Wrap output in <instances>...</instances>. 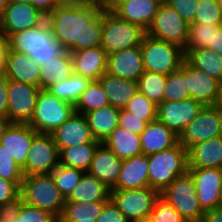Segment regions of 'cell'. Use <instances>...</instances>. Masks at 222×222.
I'll return each mask as SVG.
<instances>
[{"label":"cell","instance_id":"cell-1","mask_svg":"<svg viewBox=\"0 0 222 222\" xmlns=\"http://www.w3.org/2000/svg\"><path fill=\"white\" fill-rule=\"evenodd\" d=\"M103 7H59L46 20L54 37L69 53L102 47Z\"/></svg>","mask_w":222,"mask_h":222},{"label":"cell","instance_id":"cell-2","mask_svg":"<svg viewBox=\"0 0 222 222\" xmlns=\"http://www.w3.org/2000/svg\"><path fill=\"white\" fill-rule=\"evenodd\" d=\"M6 40L9 50L29 55L40 66L66 52L47 20L35 28L11 34Z\"/></svg>","mask_w":222,"mask_h":222},{"label":"cell","instance_id":"cell-3","mask_svg":"<svg viewBox=\"0 0 222 222\" xmlns=\"http://www.w3.org/2000/svg\"><path fill=\"white\" fill-rule=\"evenodd\" d=\"M20 200L27 205L48 211L57 219L61 216L66 202L52 174L24 176L20 186Z\"/></svg>","mask_w":222,"mask_h":222},{"label":"cell","instance_id":"cell-4","mask_svg":"<svg viewBox=\"0 0 222 222\" xmlns=\"http://www.w3.org/2000/svg\"><path fill=\"white\" fill-rule=\"evenodd\" d=\"M149 187L162 192L176 177L188 170V150L180 143L148 155Z\"/></svg>","mask_w":222,"mask_h":222},{"label":"cell","instance_id":"cell-5","mask_svg":"<svg viewBox=\"0 0 222 222\" xmlns=\"http://www.w3.org/2000/svg\"><path fill=\"white\" fill-rule=\"evenodd\" d=\"M146 30L125 21L110 9L103 8L102 48L109 55L124 49L141 46Z\"/></svg>","mask_w":222,"mask_h":222},{"label":"cell","instance_id":"cell-6","mask_svg":"<svg viewBox=\"0 0 222 222\" xmlns=\"http://www.w3.org/2000/svg\"><path fill=\"white\" fill-rule=\"evenodd\" d=\"M145 71L169 75L177 71L184 61V50L165 40L145 35L141 44Z\"/></svg>","mask_w":222,"mask_h":222},{"label":"cell","instance_id":"cell-7","mask_svg":"<svg viewBox=\"0 0 222 222\" xmlns=\"http://www.w3.org/2000/svg\"><path fill=\"white\" fill-rule=\"evenodd\" d=\"M160 196L169 202L187 222H202V210L196 195L192 174L187 170L168 185Z\"/></svg>","mask_w":222,"mask_h":222},{"label":"cell","instance_id":"cell-8","mask_svg":"<svg viewBox=\"0 0 222 222\" xmlns=\"http://www.w3.org/2000/svg\"><path fill=\"white\" fill-rule=\"evenodd\" d=\"M75 112L74 106L41 89L35 111L28 123L38 133H51Z\"/></svg>","mask_w":222,"mask_h":222},{"label":"cell","instance_id":"cell-9","mask_svg":"<svg viewBox=\"0 0 222 222\" xmlns=\"http://www.w3.org/2000/svg\"><path fill=\"white\" fill-rule=\"evenodd\" d=\"M160 193L151 187L111 189L110 199L129 222H143L149 218Z\"/></svg>","mask_w":222,"mask_h":222},{"label":"cell","instance_id":"cell-10","mask_svg":"<svg viewBox=\"0 0 222 222\" xmlns=\"http://www.w3.org/2000/svg\"><path fill=\"white\" fill-rule=\"evenodd\" d=\"M146 34L175 44L185 50L189 36V24L163 1L146 30Z\"/></svg>","mask_w":222,"mask_h":222},{"label":"cell","instance_id":"cell-11","mask_svg":"<svg viewBox=\"0 0 222 222\" xmlns=\"http://www.w3.org/2000/svg\"><path fill=\"white\" fill-rule=\"evenodd\" d=\"M222 136V112L216 106H204L179 135V143L187 150L213 137Z\"/></svg>","mask_w":222,"mask_h":222},{"label":"cell","instance_id":"cell-12","mask_svg":"<svg viewBox=\"0 0 222 222\" xmlns=\"http://www.w3.org/2000/svg\"><path fill=\"white\" fill-rule=\"evenodd\" d=\"M59 165V150L51 133H37L30 145L24 176L51 174Z\"/></svg>","mask_w":222,"mask_h":222},{"label":"cell","instance_id":"cell-13","mask_svg":"<svg viewBox=\"0 0 222 222\" xmlns=\"http://www.w3.org/2000/svg\"><path fill=\"white\" fill-rule=\"evenodd\" d=\"M40 90L38 86L8 79L7 118L12 123L28 124L33 117Z\"/></svg>","mask_w":222,"mask_h":222},{"label":"cell","instance_id":"cell-14","mask_svg":"<svg viewBox=\"0 0 222 222\" xmlns=\"http://www.w3.org/2000/svg\"><path fill=\"white\" fill-rule=\"evenodd\" d=\"M45 20L46 15L31 3H9L0 19V33L7 39L11 34L35 28Z\"/></svg>","mask_w":222,"mask_h":222},{"label":"cell","instance_id":"cell-15","mask_svg":"<svg viewBox=\"0 0 222 222\" xmlns=\"http://www.w3.org/2000/svg\"><path fill=\"white\" fill-rule=\"evenodd\" d=\"M203 107L200 102L192 98L163 101L157 106V120L179 136Z\"/></svg>","mask_w":222,"mask_h":222},{"label":"cell","instance_id":"cell-16","mask_svg":"<svg viewBox=\"0 0 222 222\" xmlns=\"http://www.w3.org/2000/svg\"><path fill=\"white\" fill-rule=\"evenodd\" d=\"M194 180L197 199L204 212L219 206L222 168L188 169Z\"/></svg>","mask_w":222,"mask_h":222},{"label":"cell","instance_id":"cell-17","mask_svg":"<svg viewBox=\"0 0 222 222\" xmlns=\"http://www.w3.org/2000/svg\"><path fill=\"white\" fill-rule=\"evenodd\" d=\"M51 134L59 151L73 145L101 143L93 138L85 115L76 112Z\"/></svg>","mask_w":222,"mask_h":222},{"label":"cell","instance_id":"cell-18","mask_svg":"<svg viewBox=\"0 0 222 222\" xmlns=\"http://www.w3.org/2000/svg\"><path fill=\"white\" fill-rule=\"evenodd\" d=\"M185 78L190 98L203 106L216 105L219 99L221 83L204 71L193 68L185 61Z\"/></svg>","mask_w":222,"mask_h":222},{"label":"cell","instance_id":"cell-19","mask_svg":"<svg viewBox=\"0 0 222 222\" xmlns=\"http://www.w3.org/2000/svg\"><path fill=\"white\" fill-rule=\"evenodd\" d=\"M144 72L141 46L107 55L106 73L110 75L137 82Z\"/></svg>","mask_w":222,"mask_h":222},{"label":"cell","instance_id":"cell-20","mask_svg":"<svg viewBox=\"0 0 222 222\" xmlns=\"http://www.w3.org/2000/svg\"><path fill=\"white\" fill-rule=\"evenodd\" d=\"M164 0H120L110 10L121 19L148 29Z\"/></svg>","mask_w":222,"mask_h":222},{"label":"cell","instance_id":"cell-21","mask_svg":"<svg viewBox=\"0 0 222 222\" xmlns=\"http://www.w3.org/2000/svg\"><path fill=\"white\" fill-rule=\"evenodd\" d=\"M38 132L26 123H11L1 138L0 143L23 169L31 142Z\"/></svg>","mask_w":222,"mask_h":222},{"label":"cell","instance_id":"cell-22","mask_svg":"<svg viewBox=\"0 0 222 222\" xmlns=\"http://www.w3.org/2000/svg\"><path fill=\"white\" fill-rule=\"evenodd\" d=\"M121 168L122 159H119L108 147L101 143L94 154L87 173L112 189L117 184Z\"/></svg>","mask_w":222,"mask_h":222},{"label":"cell","instance_id":"cell-23","mask_svg":"<svg viewBox=\"0 0 222 222\" xmlns=\"http://www.w3.org/2000/svg\"><path fill=\"white\" fill-rule=\"evenodd\" d=\"M142 154L151 155L168 150L179 143V136L158 120L149 122L140 134Z\"/></svg>","mask_w":222,"mask_h":222},{"label":"cell","instance_id":"cell-24","mask_svg":"<svg viewBox=\"0 0 222 222\" xmlns=\"http://www.w3.org/2000/svg\"><path fill=\"white\" fill-rule=\"evenodd\" d=\"M74 73L98 80L107 68V53L102 47L86 48L70 53Z\"/></svg>","mask_w":222,"mask_h":222},{"label":"cell","instance_id":"cell-25","mask_svg":"<svg viewBox=\"0 0 222 222\" xmlns=\"http://www.w3.org/2000/svg\"><path fill=\"white\" fill-rule=\"evenodd\" d=\"M148 156L141 154L122 160L117 184L112 189H137L149 186Z\"/></svg>","mask_w":222,"mask_h":222},{"label":"cell","instance_id":"cell-26","mask_svg":"<svg viewBox=\"0 0 222 222\" xmlns=\"http://www.w3.org/2000/svg\"><path fill=\"white\" fill-rule=\"evenodd\" d=\"M222 168V136L200 142L188 150V169Z\"/></svg>","mask_w":222,"mask_h":222},{"label":"cell","instance_id":"cell-27","mask_svg":"<svg viewBox=\"0 0 222 222\" xmlns=\"http://www.w3.org/2000/svg\"><path fill=\"white\" fill-rule=\"evenodd\" d=\"M4 75L8 79L40 87V65L27 54L8 49L7 70Z\"/></svg>","mask_w":222,"mask_h":222},{"label":"cell","instance_id":"cell-28","mask_svg":"<svg viewBox=\"0 0 222 222\" xmlns=\"http://www.w3.org/2000/svg\"><path fill=\"white\" fill-rule=\"evenodd\" d=\"M110 105L123 109L128 101L138 92L135 81L119 78L104 73L99 79Z\"/></svg>","mask_w":222,"mask_h":222},{"label":"cell","instance_id":"cell-29","mask_svg":"<svg viewBox=\"0 0 222 222\" xmlns=\"http://www.w3.org/2000/svg\"><path fill=\"white\" fill-rule=\"evenodd\" d=\"M111 189L96 177L84 172L79 183L66 198V201L75 202H108Z\"/></svg>","mask_w":222,"mask_h":222},{"label":"cell","instance_id":"cell-30","mask_svg":"<svg viewBox=\"0 0 222 222\" xmlns=\"http://www.w3.org/2000/svg\"><path fill=\"white\" fill-rule=\"evenodd\" d=\"M120 109L107 105L85 114L93 138L103 143L118 126Z\"/></svg>","mask_w":222,"mask_h":222},{"label":"cell","instance_id":"cell-31","mask_svg":"<svg viewBox=\"0 0 222 222\" xmlns=\"http://www.w3.org/2000/svg\"><path fill=\"white\" fill-rule=\"evenodd\" d=\"M103 144L119 159H128L142 154L140 135L117 126Z\"/></svg>","mask_w":222,"mask_h":222},{"label":"cell","instance_id":"cell-32","mask_svg":"<svg viewBox=\"0 0 222 222\" xmlns=\"http://www.w3.org/2000/svg\"><path fill=\"white\" fill-rule=\"evenodd\" d=\"M184 60L193 68L206 72L222 84V55L210 48L185 49Z\"/></svg>","mask_w":222,"mask_h":222},{"label":"cell","instance_id":"cell-33","mask_svg":"<svg viewBox=\"0 0 222 222\" xmlns=\"http://www.w3.org/2000/svg\"><path fill=\"white\" fill-rule=\"evenodd\" d=\"M74 73L71 54L66 51L63 55L54 57L40 66V88L47 90L49 87Z\"/></svg>","mask_w":222,"mask_h":222},{"label":"cell","instance_id":"cell-34","mask_svg":"<svg viewBox=\"0 0 222 222\" xmlns=\"http://www.w3.org/2000/svg\"><path fill=\"white\" fill-rule=\"evenodd\" d=\"M100 144L101 143H86L62 148L59 151V164L87 172Z\"/></svg>","mask_w":222,"mask_h":222},{"label":"cell","instance_id":"cell-35","mask_svg":"<svg viewBox=\"0 0 222 222\" xmlns=\"http://www.w3.org/2000/svg\"><path fill=\"white\" fill-rule=\"evenodd\" d=\"M91 79L73 73L69 78L55 83L47 90L58 99L75 106L82 92L90 85Z\"/></svg>","mask_w":222,"mask_h":222},{"label":"cell","instance_id":"cell-36","mask_svg":"<svg viewBox=\"0 0 222 222\" xmlns=\"http://www.w3.org/2000/svg\"><path fill=\"white\" fill-rule=\"evenodd\" d=\"M106 203L66 201L58 221H96Z\"/></svg>","mask_w":222,"mask_h":222},{"label":"cell","instance_id":"cell-37","mask_svg":"<svg viewBox=\"0 0 222 222\" xmlns=\"http://www.w3.org/2000/svg\"><path fill=\"white\" fill-rule=\"evenodd\" d=\"M107 105H109V102L102 85L99 80H92L90 85L80 95L74 109L76 113L85 115L90 111Z\"/></svg>","mask_w":222,"mask_h":222},{"label":"cell","instance_id":"cell-38","mask_svg":"<svg viewBox=\"0 0 222 222\" xmlns=\"http://www.w3.org/2000/svg\"><path fill=\"white\" fill-rule=\"evenodd\" d=\"M167 75L145 71L138 79V91L147 96L155 105L163 102Z\"/></svg>","mask_w":222,"mask_h":222},{"label":"cell","instance_id":"cell-39","mask_svg":"<svg viewBox=\"0 0 222 222\" xmlns=\"http://www.w3.org/2000/svg\"><path fill=\"white\" fill-rule=\"evenodd\" d=\"M186 88L184 60L177 71L167 75L163 92V101H180L190 98V92Z\"/></svg>","mask_w":222,"mask_h":222},{"label":"cell","instance_id":"cell-40","mask_svg":"<svg viewBox=\"0 0 222 222\" xmlns=\"http://www.w3.org/2000/svg\"><path fill=\"white\" fill-rule=\"evenodd\" d=\"M52 176L61 194L67 198L74 187L79 183L84 171L74 167L59 164L53 171Z\"/></svg>","mask_w":222,"mask_h":222},{"label":"cell","instance_id":"cell-41","mask_svg":"<svg viewBox=\"0 0 222 222\" xmlns=\"http://www.w3.org/2000/svg\"><path fill=\"white\" fill-rule=\"evenodd\" d=\"M123 109L137 118H142L147 124L157 120V105L139 91L128 101Z\"/></svg>","mask_w":222,"mask_h":222},{"label":"cell","instance_id":"cell-42","mask_svg":"<svg viewBox=\"0 0 222 222\" xmlns=\"http://www.w3.org/2000/svg\"><path fill=\"white\" fill-rule=\"evenodd\" d=\"M193 23L222 26V6L218 0H198Z\"/></svg>","mask_w":222,"mask_h":222},{"label":"cell","instance_id":"cell-43","mask_svg":"<svg viewBox=\"0 0 222 222\" xmlns=\"http://www.w3.org/2000/svg\"><path fill=\"white\" fill-rule=\"evenodd\" d=\"M10 211L21 222H58V219L48 211L41 210L19 200Z\"/></svg>","mask_w":222,"mask_h":222},{"label":"cell","instance_id":"cell-44","mask_svg":"<svg viewBox=\"0 0 222 222\" xmlns=\"http://www.w3.org/2000/svg\"><path fill=\"white\" fill-rule=\"evenodd\" d=\"M218 25L189 24V36L186 49H199L211 44L212 34L217 31Z\"/></svg>","mask_w":222,"mask_h":222},{"label":"cell","instance_id":"cell-45","mask_svg":"<svg viewBox=\"0 0 222 222\" xmlns=\"http://www.w3.org/2000/svg\"><path fill=\"white\" fill-rule=\"evenodd\" d=\"M153 222H187L180 213L160 195L149 216Z\"/></svg>","mask_w":222,"mask_h":222},{"label":"cell","instance_id":"cell-46","mask_svg":"<svg viewBox=\"0 0 222 222\" xmlns=\"http://www.w3.org/2000/svg\"><path fill=\"white\" fill-rule=\"evenodd\" d=\"M0 177L12 182H22V168L14 161L6 148L0 143Z\"/></svg>","mask_w":222,"mask_h":222},{"label":"cell","instance_id":"cell-47","mask_svg":"<svg viewBox=\"0 0 222 222\" xmlns=\"http://www.w3.org/2000/svg\"><path fill=\"white\" fill-rule=\"evenodd\" d=\"M22 182H12L0 177V206L7 211L20 200V186Z\"/></svg>","mask_w":222,"mask_h":222},{"label":"cell","instance_id":"cell-48","mask_svg":"<svg viewBox=\"0 0 222 222\" xmlns=\"http://www.w3.org/2000/svg\"><path fill=\"white\" fill-rule=\"evenodd\" d=\"M188 24L193 23L197 11L198 0H164Z\"/></svg>","mask_w":222,"mask_h":222},{"label":"cell","instance_id":"cell-49","mask_svg":"<svg viewBox=\"0 0 222 222\" xmlns=\"http://www.w3.org/2000/svg\"><path fill=\"white\" fill-rule=\"evenodd\" d=\"M118 126L140 135L146 128L147 123L142 118H137L125 109H120Z\"/></svg>","mask_w":222,"mask_h":222},{"label":"cell","instance_id":"cell-50","mask_svg":"<svg viewBox=\"0 0 222 222\" xmlns=\"http://www.w3.org/2000/svg\"><path fill=\"white\" fill-rule=\"evenodd\" d=\"M96 222H129L126 217L119 211L118 207L110 199L103 207L101 214L97 217Z\"/></svg>","mask_w":222,"mask_h":222},{"label":"cell","instance_id":"cell-51","mask_svg":"<svg viewBox=\"0 0 222 222\" xmlns=\"http://www.w3.org/2000/svg\"><path fill=\"white\" fill-rule=\"evenodd\" d=\"M7 90L8 78L5 75L0 76V116L7 117Z\"/></svg>","mask_w":222,"mask_h":222},{"label":"cell","instance_id":"cell-52","mask_svg":"<svg viewBox=\"0 0 222 222\" xmlns=\"http://www.w3.org/2000/svg\"><path fill=\"white\" fill-rule=\"evenodd\" d=\"M59 7H101L100 0H57Z\"/></svg>","mask_w":222,"mask_h":222},{"label":"cell","instance_id":"cell-53","mask_svg":"<svg viewBox=\"0 0 222 222\" xmlns=\"http://www.w3.org/2000/svg\"><path fill=\"white\" fill-rule=\"evenodd\" d=\"M30 3L46 16L58 6L57 0H30Z\"/></svg>","mask_w":222,"mask_h":222},{"label":"cell","instance_id":"cell-54","mask_svg":"<svg viewBox=\"0 0 222 222\" xmlns=\"http://www.w3.org/2000/svg\"><path fill=\"white\" fill-rule=\"evenodd\" d=\"M8 46L7 40L0 33V76L7 70Z\"/></svg>","mask_w":222,"mask_h":222},{"label":"cell","instance_id":"cell-55","mask_svg":"<svg viewBox=\"0 0 222 222\" xmlns=\"http://www.w3.org/2000/svg\"><path fill=\"white\" fill-rule=\"evenodd\" d=\"M222 55V26L212 34L211 44L207 47Z\"/></svg>","mask_w":222,"mask_h":222},{"label":"cell","instance_id":"cell-56","mask_svg":"<svg viewBox=\"0 0 222 222\" xmlns=\"http://www.w3.org/2000/svg\"><path fill=\"white\" fill-rule=\"evenodd\" d=\"M202 222H222V207L217 206L214 209L206 211Z\"/></svg>","mask_w":222,"mask_h":222},{"label":"cell","instance_id":"cell-57","mask_svg":"<svg viewBox=\"0 0 222 222\" xmlns=\"http://www.w3.org/2000/svg\"><path fill=\"white\" fill-rule=\"evenodd\" d=\"M11 123L12 122L7 117L0 116V141Z\"/></svg>","mask_w":222,"mask_h":222},{"label":"cell","instance_id":"cell-58","mask_svg":"<svg viewBox=\"0 0 222 222\" xmlns=\"http://www.w3.org/2000/svg\"><path fill=\"white\" fill-rule=\"evenodd\" d=\"M0 222H21L11 211H8Z\"/></svg>","mask_w":222,"mask_h":222},{"label":"cell","instance_id":"cell-59","mask_svg":"<svg viewBox=\"0 0 222 222\" xmlns=\"http://www.w3.org/2000/svg\"><path fill=\"white\" fill-rule=\"evenodd\" d=\"M101 6L105 9H111L120 0H100Z\"/></svg>","mask_w":222,"mask_h":222},{"label":"cell","instance_id":"cell-60","mask_svg":"<svg viewBox=\"0 0 222 222\" xmlns=\"http://www.w3.org/2000/svg\"><path fill=\"white\" fill-rule=\"evenodd\" d=\"M9 4V0H0V19Z\"/></svg>","mask_w":222,"mask_h":222},{"label":"cell","instance_id":"cell-61","mask_svg":"<svg viewBox=\"0 0 222 222\" xmlns=\"http://www.w3.org/2000/svg\"><path fill=\"white\" fill-rule=\"evenodd\" d=\"M216 106H217V107L221 110V112H222V84H221V88H220L219 99H218V102H217Z\"/></svg>","mask_w":222,"mask_h":222},{"label":"cell","instance_id":"cell-62","mask_svg":"<svg viewBox=\"0 0 222 222\" xmlns=\"http://www.w3.org/2000/svg\"><path fill=\"white\" fill-rule=\"evenodd\" d=\"M9 3H30V0H9Z\"/></svg>","mask_w":222,"mask_h":222},{"label":"cell","instance_id":"cell-63","mask_svg":"<svg viewBox=\"0 0 222 222\" xmlns=\"http://www.w3.org/2000/svg\"><path fill=\"white\" fill-rule=\"evenodd\" d=\"M7 212H8V211H7L4 207L0 206V220H2V218L4 217V215H5Z\"/></svg>","mask_w":222,"mask_h":222},{"label":"cell","instance_id":"cell-64","mask_svg":"<svg viewBox=\"0 0 222 222\" xmlns=\"http://www.w3.org/2000/svg\"><path fill=\"white\" fill-rule=\"evenodd\" d=\"M219 206L222 207V186L220 188V194H219Z\"/></svg>","mask_w":222,"mask_h":222},{"label":"cell","instance_id":"cell-65","mask_svg":"<svg viewBox=\"0 0 222 222\" xmlns=\"http://www.w3.org/2000/svg\"><path fill=\"white\" fill-rule=\"evenodd\" d=\"M58 222H96V221L85 220V221H58Z\"/></svg>","mask_w":222,"mask_h":222},{"label":"cell","instance_id":"cell-66","mask_svg":"<svg viewBox=\"0 0 222 222\" xmlns=\"http://www.w3.org/2000/svg\"><path fill=\"white\" fill-rule=\"evenodd\" d=\"M143 222H153L150 218H147L146 220H144Z\"/></svg>","mask_w":222,"mask_h":222},{"label":"cell","instance_id":"cell-67","mask_svg":"<svg viewBox=\"0 0 222 222\" xmlns=\"http://www.w3.org/2000/svg\"><path fill=\"white\" fill-rule=\"evenodd\" d=\"M219 4L222 6V0H218Z\"/></svg>","mask_w":222,"mask_h":222}]
</instances>
